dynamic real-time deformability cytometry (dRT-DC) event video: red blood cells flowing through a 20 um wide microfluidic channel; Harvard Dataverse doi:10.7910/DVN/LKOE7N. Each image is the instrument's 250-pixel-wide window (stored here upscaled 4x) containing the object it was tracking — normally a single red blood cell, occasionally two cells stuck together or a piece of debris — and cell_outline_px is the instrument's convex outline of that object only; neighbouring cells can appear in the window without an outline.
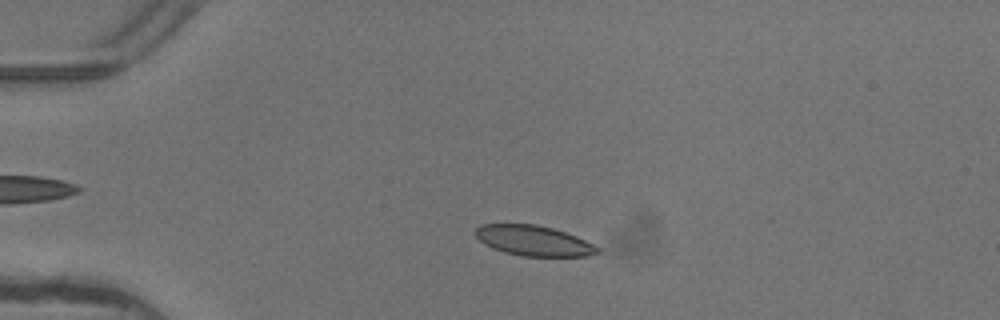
{"species": "common noctule bat (a hibernating species)", "species_latin": "Nyctalus noctula", "temperature_condition": "warm", "stored_images_in_passage": 4, "camera_frame_rate_fps": 3000, "um_per_image_px": 0.085, "animal": {"sex": "female"}, "frame": {"image": 1, "passage_image": 2, "time_ms": 0.333, "image_size_px": [1000, 320], "cell_outline_px": [[600, 252], [588, 256], [520, 256], [504, 252], [492, 248], [484, 244], [476, 236], [476, 228], [480, 224], [536, 224], [552, 228], [576, 236], [600, 248]], "centroid_in_image_um": [45.35, 20.46], "position_along_channel_um": 39.7, "area_um2": 21.44}}
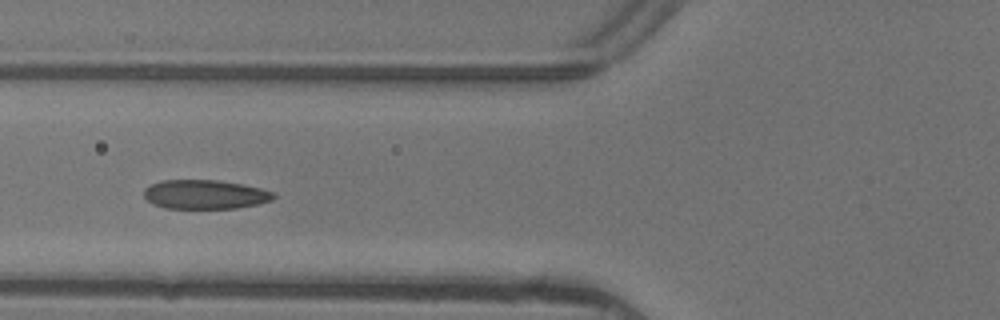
{"frame": {"image": 2, "passage_image": 4, "time_ms": 1.0, "image_size_px": [1000, 320], "cell_outline_px": [[276, 196], [272, 200], [260, 204], [236, 208], [164, 208], [152, 204], [144, 196], [144, 188], [160, 180], [216, 180], [244, 184], [276, 192]], "centroid_in_image_um": [17.45, 16.52], "position_along_channel_um": 108.3, "area_um2": 22.2}}